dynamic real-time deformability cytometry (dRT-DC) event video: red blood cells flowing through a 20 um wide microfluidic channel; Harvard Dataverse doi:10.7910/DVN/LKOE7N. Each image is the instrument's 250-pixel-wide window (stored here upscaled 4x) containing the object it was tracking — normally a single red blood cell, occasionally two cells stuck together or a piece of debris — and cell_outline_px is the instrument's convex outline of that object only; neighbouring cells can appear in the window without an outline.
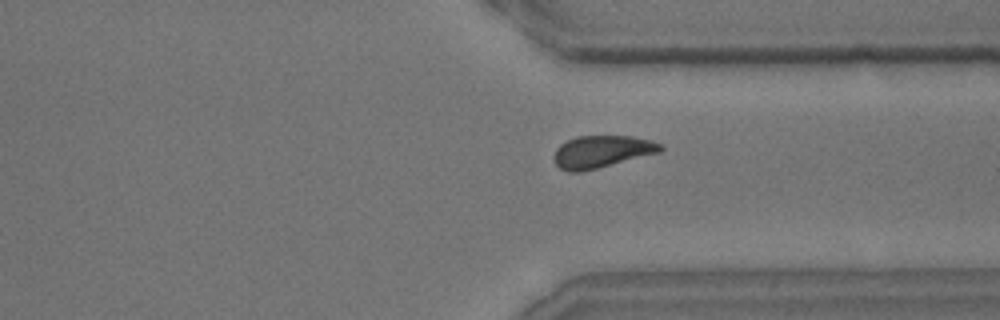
{"species": "common noctule bat (a hibernating species)", "species_latin": "Nyctalus noctula", "temperature_condition": "room temperature", "stored_images_in_passage": 26, "camera_frame_rate_fps": 3000, "um_per_image_px": 0.085, "animal": {"sex": "male", "body_mass_g": 15.6}, "frame": {"image": 1, "passage_image": 22, "time_ms": 7.0, "image_size_px": [1000, 320], "cell_outline_px": [[664, 148], [660, 152], [580, 172], [568, 172], [560, 168], [556, 164], [552, 156], [556, 148], [560, 144], [576, 136], [632, 136], [652, 140], [664, 144]], "centroid_in_image_um": [51.15, 12.88], "position_along_channel_um": 360.3, "area_um2": 20.06}}